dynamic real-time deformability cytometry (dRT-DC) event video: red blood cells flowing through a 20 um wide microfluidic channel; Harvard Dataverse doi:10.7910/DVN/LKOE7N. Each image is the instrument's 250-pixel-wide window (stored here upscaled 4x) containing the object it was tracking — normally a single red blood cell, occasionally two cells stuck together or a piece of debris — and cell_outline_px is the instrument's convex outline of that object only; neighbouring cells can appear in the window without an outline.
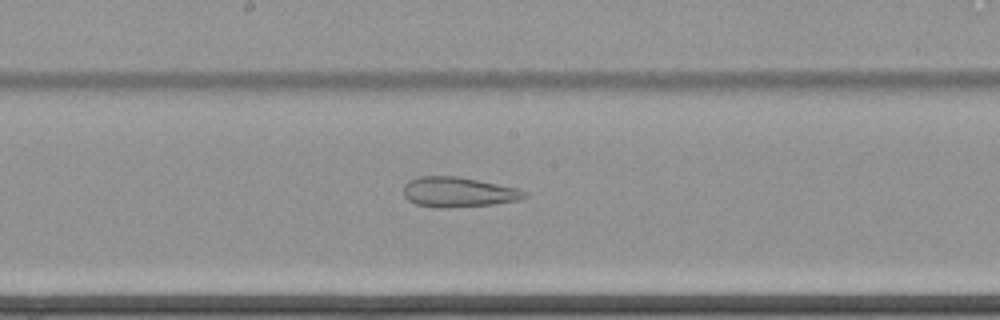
{"species": "common noctule bat (a hibernating species)", "species_latin": "Nyctalus noctula", "temperature_condition": "cold", "stored_images_in_passage": 61, "camera_frame_rate_fps": 3000, "um_per_image_px": 0.085, "animal": {"sex": "female", "body_mass_g": 22.7, "forearm_length_mm": 54.2}, "frame": {"image": 1, "passage_image": 37, "time_ms": 12.0, "image_size_px": [1000, 320], "cell_outline_px": [[528, 196], [520, 200], [496, 204], [448, 208], [432, 208], [416, 204], [408, 200], [404, 196], [404, 184], [408, 180], [420, 176], [456, 176], [516, 188], [528, 192]], "centroid_in_image_um": [38.94, 16.34], "position_along_channel_um": 209.3, "area_um2": 21.33}}
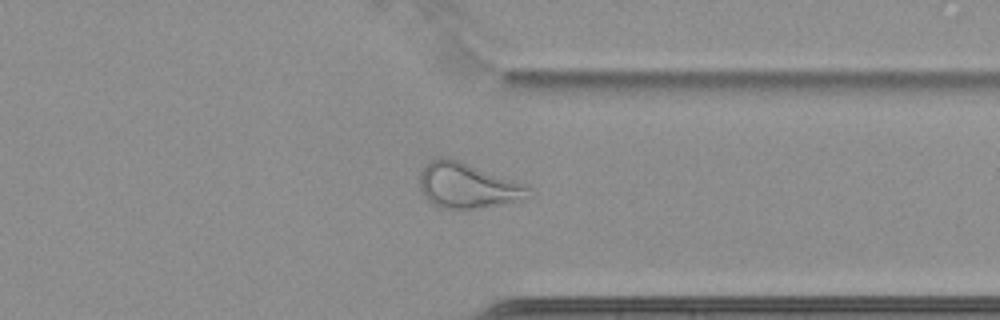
{"frame": {"image": 2, "passage_image": 51, "time_ms": 16.667, "image_size_px": [1000, 320], "cell_outline_px": [[532, 196], [472, 208], [440, 208], [432, 204], [420, 192], [420, 172], [432, 160], [440, 156], [448, 156], [528, 184], [532, 188]], "centroid_in_image_um": [39.72, 15.73], "position_along_channel_um": 371.7, "area_um2": 28.55}}
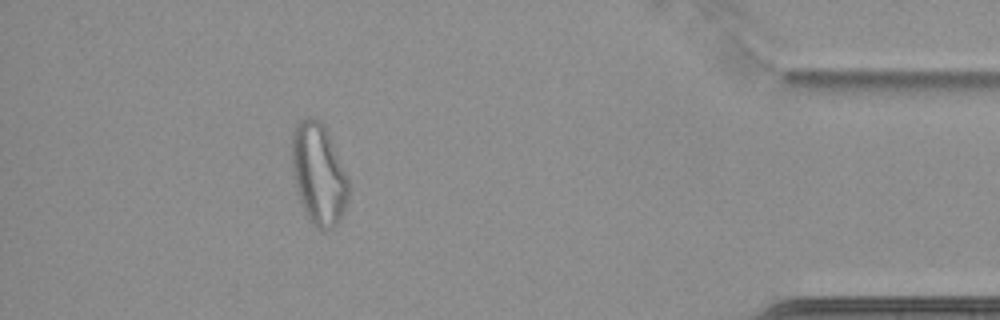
{"frame": {"image": 3, "passage_image": 58, "time_ms": 19.0, "image_size_px": [1000, 320], "cell_outline_px": [[348, 196], [344, 212], [340, 220], [332, 228], [324, 232], [316, 228], [312, 224], [300, 200], [296, 188], [292, 172], [292, 132], [296, 124], [300, 120], [308, 116], [312, 116], [320, 120], [328, 128], [348, 176]], "centroid_in_image_um": [27.1, 14.75], "position_along_channel_um": 408.1, "area_um2": 34.04}}